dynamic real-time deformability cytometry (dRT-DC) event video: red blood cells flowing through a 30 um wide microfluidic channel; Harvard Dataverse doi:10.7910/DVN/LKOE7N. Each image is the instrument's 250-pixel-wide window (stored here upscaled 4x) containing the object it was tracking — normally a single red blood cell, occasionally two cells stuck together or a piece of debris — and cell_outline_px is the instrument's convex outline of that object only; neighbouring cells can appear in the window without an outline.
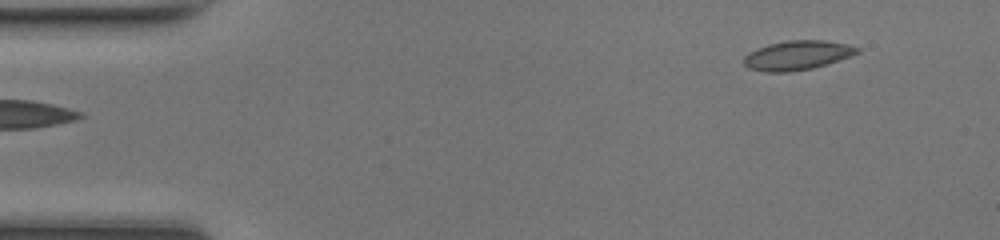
{"species": "common noctule bat (a hibernating species)", "species_latin": "Nyctalus noctula", "temperature_condition": "room temperature", "stored_images_in_passage": 44, "camera_frame_rate_fps": 3000, "um_per_image_px": 0.085, "animal": {"sex": "female", "body_mass_g": 17.0, "forearm_length_mm": 48.0}, "frame": {"image": 1, "passage_image": 1, "time_ms": 0.0, "image_size_px": [1000, 240], "cell_outline_px": [[860, 52], [812, 68], [784, 72], [768, 72], [748, 68], [744, 64], [744, 56], [748, 52], [768, 44], [788, 40], [824, 40], [844, 44], [860, 48]], "centroid_in_image_um": [67.71, 4.69], "position_along_channel_um": 17.3, "area_um2": 18.96}}
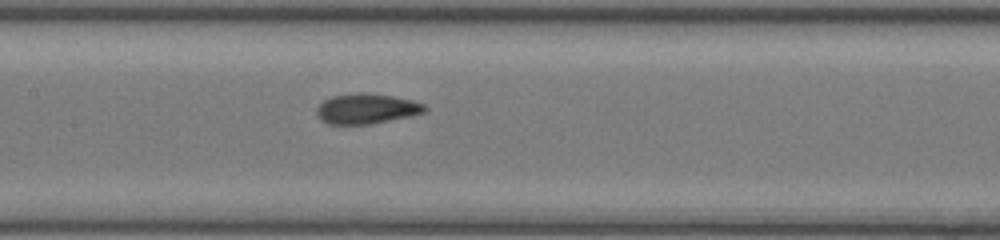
{"frame": {"image": 2, "passage_image": 19, "time_ms": 6.0, "image_size_px": [1000, 240], "cell_outline_px": [[428, 108], [424, 112], [408, 116], [368, 124], [328, 124], [320, 120], [316, 112], [316, 108], [324, 100], [332, 96], [360, 92], [364, 92], [392, 96], [412, 100], [424, 104]], "centroid_in_image_um": [31.12, 9.23], "position_along_channel_um": 176.3, "area_um2": 18.84}}
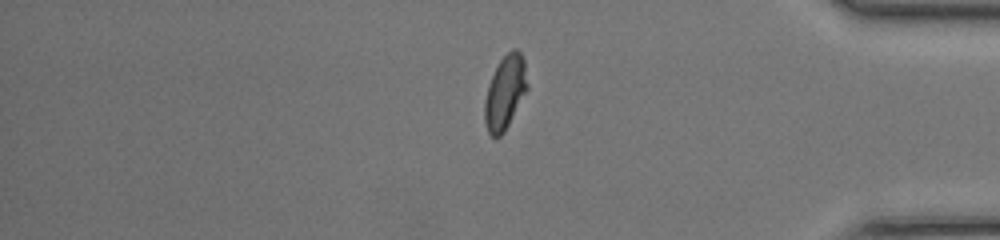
{"frame": {"image": 3, "passage_image": 36, "time_ms": 11.667, "image_size_px": [1000, 240], "cell_outline_px": [[528, 88], [504, 132], [500, 136], [492, 136], [488, 132], [484, 120], [484, 100], [488, 84], [500, 60], [512, 48], [516, 48], [520, 52], [524, 60], [528, 84]], "centroid_in_image_um": [42.92, 7.84], "position_along_channel_um": 392.3, "area_um2": 18.21}, "authors_computed_cell_mechanics": {"area_um2": 18.4382, "velocity_mm_per_s": 4.323, "shape_relaxation_time_tau1_ms": 6.9521, "shape_relaxation_time_tau2_ms": 1.0774, "deformation_change_tau1": 0.1926, "deformation_change_tau2": 0.0554}}